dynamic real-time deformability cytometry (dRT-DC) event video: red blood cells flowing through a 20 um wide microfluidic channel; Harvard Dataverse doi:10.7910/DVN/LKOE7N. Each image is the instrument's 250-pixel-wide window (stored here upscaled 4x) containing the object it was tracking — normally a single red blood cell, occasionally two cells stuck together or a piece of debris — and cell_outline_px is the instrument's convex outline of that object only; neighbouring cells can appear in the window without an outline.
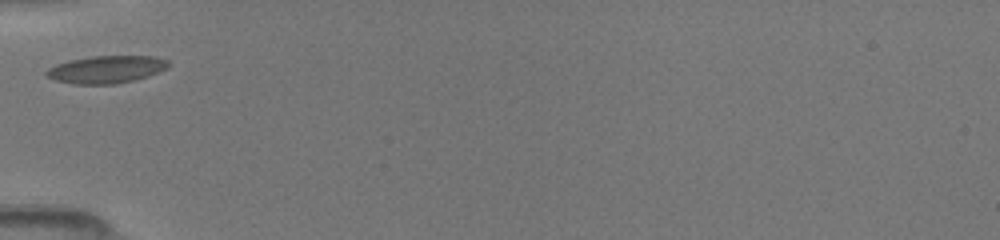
{"species": "common noctule bat (a hibernating species)", "species_latin": "Nyctalus noctula", "temperature_condition": "room temperature", "stored_images_in_passage": 13, "camera_frame_rate_fps": 3000, "um_per_image_px": 0.085, "animal": {"sex": "female", "body_mass_g": 19.5, "forearm_length_mm": 54.1}, "frame": {"image": 1, "passage_image": 1, "time_ms": 0.0, "image_size_px": [1000, 240], "cell_outline_px": [[168, 68], [148, 76], [116, 84], [72, 84], [56, 80], [44, 76], [44, 72], [48, 68], [56, 64], [68, 60], [92, 56], [156, 56], [168, 60]], "centroid_in_image_um": [9.0, 5.9], "position_along_channel_um": 76.0, "area_um2": 19.65}}
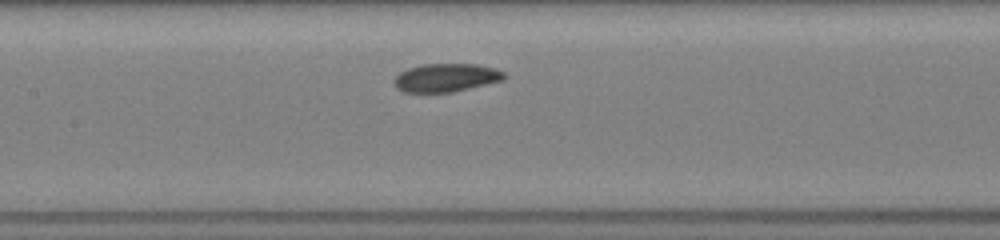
{"frame": {"image": 2, "passage_image": 9, "time_ms": 2.333, "image_size_px": [1000, 240], "cell_outline_px": [[508, 76], [504, 80], [452, 92], [404, 92], [396, 88], [392, 84], [392, 80], [400, 72], [408, 68], [420, 64], [476, 64], [496, 68], [504, 72]], "centroid_in_image_um": [37.91, 6.6], "position_along_channel_um": 169.5, "area_um2": 18.38}}
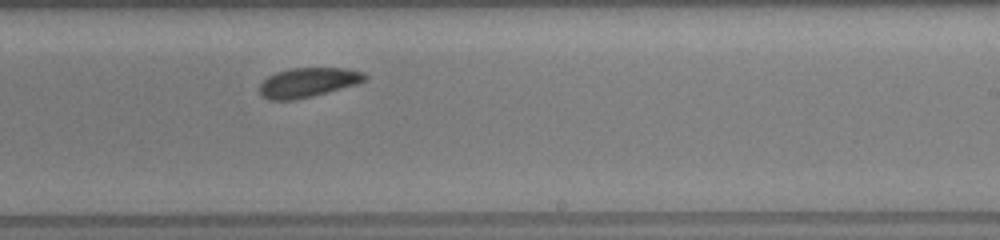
{"frame": {"image": 3, "passage_image": 13, "time_ms": 4.667, "image_size_px": [1000, 240], "cell_outline_px": [[368, 76], [364, 80], [356, 84], [312, 96], [292, 100], [268, 100], [260, 96], [260, 84], [268, 76], [276, 72], [292, 68], [348, 68], [364, 72]], "centroid_in_image_um": [26.16, 7.0], "position_along_channel_um": 262.8, "area_um2": 18.03}}